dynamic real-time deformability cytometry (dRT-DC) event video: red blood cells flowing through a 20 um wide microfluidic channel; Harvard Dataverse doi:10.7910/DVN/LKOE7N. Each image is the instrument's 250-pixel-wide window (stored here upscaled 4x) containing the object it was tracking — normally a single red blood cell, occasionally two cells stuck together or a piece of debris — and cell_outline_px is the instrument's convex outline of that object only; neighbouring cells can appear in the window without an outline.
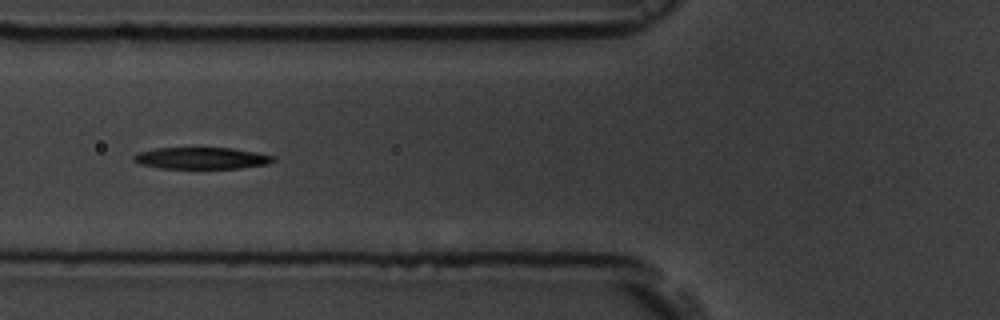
{"species": "common noctule bat (a hibernating species)", "species_latin": "Nyctalus noctula", "temperature_condition": "room temperature", "stored_images_in_passage": 17, "camera_frame_rate_fps": 3000, "um_per_image_px": 0.085, "animal": {"sex": "male", "body_mass_g": 19.5, "forearm_length_mm": 54.6}, "frame": {"image": 1, "passage_image": 6, "time_ms": 5.667, "image_size_px": [1000, 320], "cell_outline_px": [[276, 160], [268, 164], [240, 168], [160, 168], [140, 164], [132, 160], [132, 156], [136, 152], [156, 148], [232, 148], [256, 152], [276, 156]], "centroid_in_image_um": [17.12, 13.44], "position_along_channel_um": 108.7, "area_um2": 17.74}}
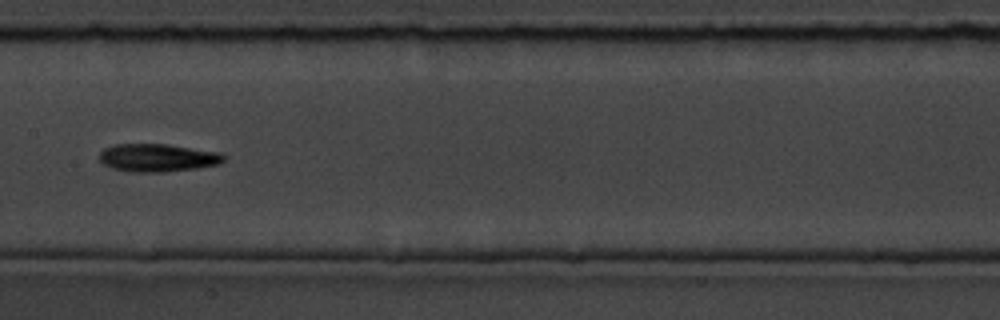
{"frame": {"image": 2, "passage_image": 8, "time_ms": 8.0, "image_size_px": [1000, 320], "cell_outline_px": [[224, 160], [220, 164], [196, 168], [164, 172], [128, 172], [112, 168], [104, 164], [100, 160], [100, 152], [104, 148], [116, 144], [168, 144], [220, 152], [224, 156]], "centroid_in_image_um": [13.39, 13.41], "position_along_channel_um": 194.0, "area_um2": 20.29}, "authors_computed_cell_mechanics": {"area_um2": 18.6116, "velocity_mm_per_s": 3.6568, "shape_relaxation_time_tau1_ms": 1.8171, "shape_relaxation_time_tau2_ms": 4.0104, "deformation_change_tau1": 0.1425, "deformation_change_tau2": 0.1245}}